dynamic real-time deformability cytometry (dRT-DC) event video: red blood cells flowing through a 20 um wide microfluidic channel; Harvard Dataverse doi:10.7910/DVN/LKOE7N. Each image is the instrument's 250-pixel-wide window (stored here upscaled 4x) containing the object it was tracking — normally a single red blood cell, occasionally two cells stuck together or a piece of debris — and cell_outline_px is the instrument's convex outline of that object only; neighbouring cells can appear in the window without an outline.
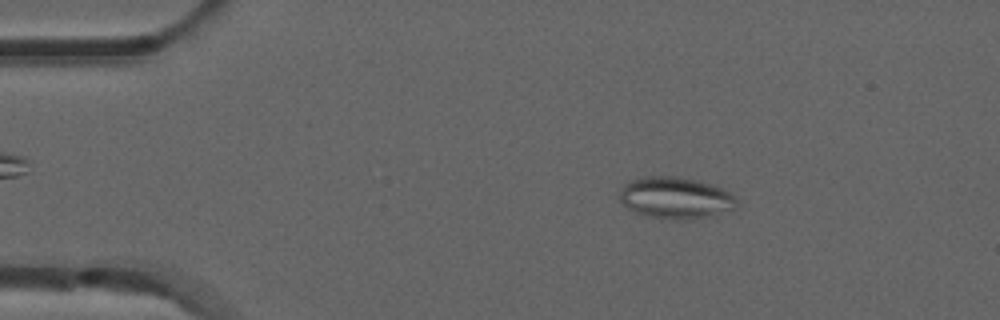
{"species": "common noctule bat (a hibernating species)", "species_latin": "Nyctalus noctula", "temperature_condition": "room temperature", "stored_images_in_passage": 51, "camera_frame_rate_fps": 3000, "um_per_image_px": 0.085, "animal": {"sex": "male", "forearm_length_mm": 52.5}, "frame": {"image": 1, "passage_image": 8, "time_ms": 2.333, "image_size_px": [1000, 320], "cell_outline_px": [[740, 200], [736, 208], [712, 216], [692, 220], [676, 220], [644, 216], [628, 208], [620, 200], [620, 188], [628, 180], [644, 176], [676, 176], [696, 180], [712, 184], [736, 196]], "centroid_in_image_um": [57.44, 16.83], "position_along_channel_um": 27.6, "area_um2": 28.96}}
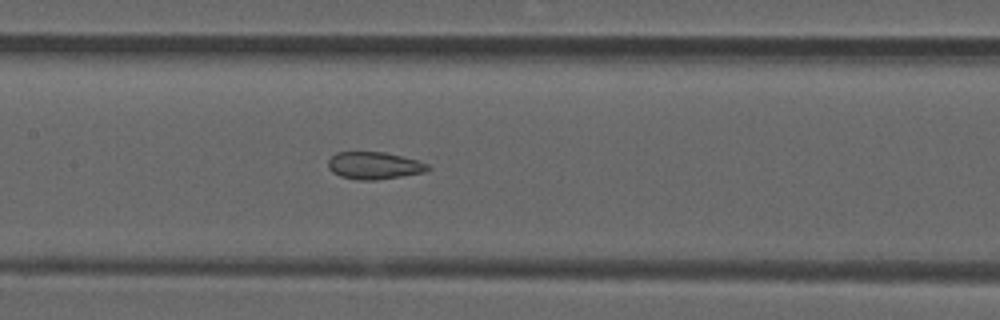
{"frame": {"image": 2, "passage_image": 24, "time_ms": 7.667, "image_size_px": [1000, 320], "cell_outline_px": [[432, 168], [424, 172], [376, 180], [356, 180], [340, 176], [332, 172], [328, 168], [328, 160], [336, 152], [384, 152], [416, 160], [428, 164]], "centroid_in_image_um": [31.77, 14.07], "position_along_channel_um": 175.6, "area_um2": 15.78}}
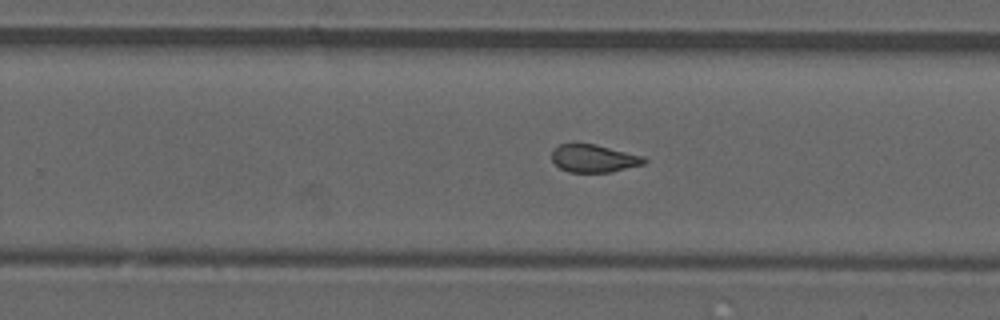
{"frame": {"image": 3, "passage_image": 32, "time_ms": 10.333, "image_size_px": [1000, 320], "cell_outline_px": [[648, 160], [644, 164], [612, 172], [568, 172], [560, 168], [552, 160], [552, 148], [560, 144], [596, 144], [644, 156]], "centroid_in_image_um": [50.49, 13.46], "position_along_channel_um": 279.3, "area_um2": 15.03}, "authors_computed_cell_mechanics": {"area_um2": 16.184, "velocity_mm_per_s": 3.9217, "shape_relaxation_time_tau1_ms": null, "shape_relaxation_time_tau2_ms": 1.1935, "deformation_change_tau1": null, "deformation_change_tau2": 0.0762}}